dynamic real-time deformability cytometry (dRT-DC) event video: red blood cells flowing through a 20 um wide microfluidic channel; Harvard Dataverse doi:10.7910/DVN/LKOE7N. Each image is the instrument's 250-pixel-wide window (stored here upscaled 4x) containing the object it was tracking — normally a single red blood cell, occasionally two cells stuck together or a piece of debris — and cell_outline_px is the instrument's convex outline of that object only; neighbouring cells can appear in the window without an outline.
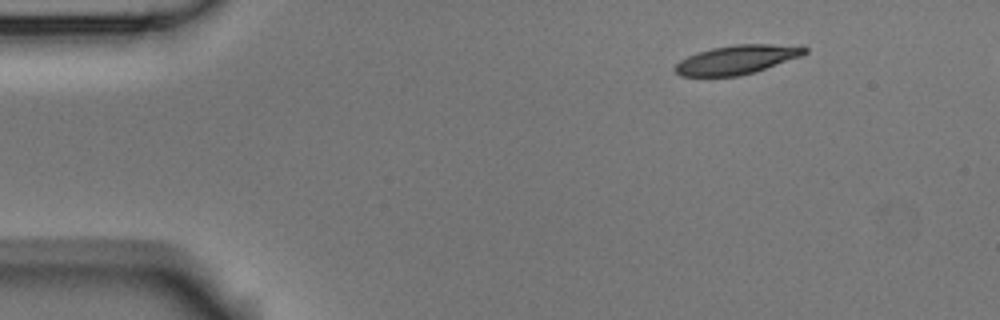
{"species": "Egyptian fruit bat (a non-hibernating species)", "species_latin": "Rousettus aegyptiacus", "temperature_condition": "room temperature", "stored_images_in_passage": 4, "segment_of_instrument_passage": [1, 2], "camera_frame_rate_fps": 3000, "um_per_image_px": 0.085, "animal": {"sex": "male"}, "frame": {"image": 1, "passage_image": 1, "time_ms": 0.0, "image_size_px": [1000, 320], "cell_outline_px": [[808, 52], [800, 56], [752, 72], [736, 76], [680, 76], [672, 68], [680, 60], [696, 52], [712, 48], [736, 44], [772, 44], [808, 48]], "centroid_in_image_um": [62.55, 5.07], "position_along_channel_um": 22.5, "area_um2": 21.44}}